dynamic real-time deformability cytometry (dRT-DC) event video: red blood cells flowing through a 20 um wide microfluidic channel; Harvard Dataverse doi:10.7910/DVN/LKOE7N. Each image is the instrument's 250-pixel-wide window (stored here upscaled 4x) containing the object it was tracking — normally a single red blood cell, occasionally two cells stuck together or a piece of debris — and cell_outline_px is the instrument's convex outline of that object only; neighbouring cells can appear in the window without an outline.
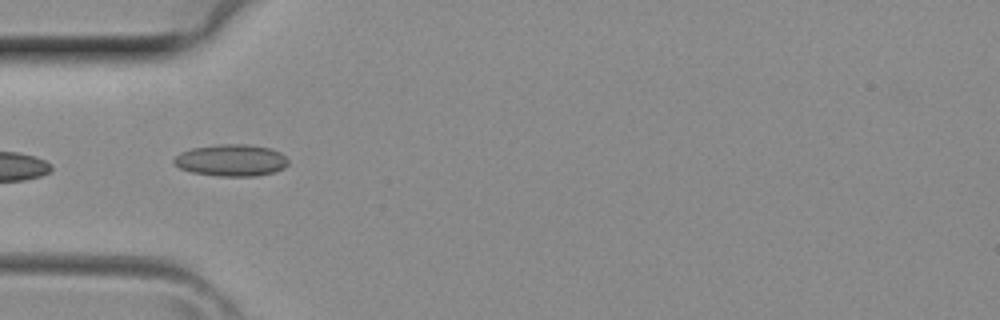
{"species": "common noctule bat (a hibernating species)", "species_latin": "Nyctalus noctula", "temperature_condition": "room temperature", "stored_images_in_passage": 2, "camera_frame_rate_fps": 3000, "um_per_image_px": 0.085, "animal": {"sex": "female", "body_mass_g": 29.2, "forearm_length_mm": 56.3}, "frame": {"image": 1, "passage_image": 2, "time_ms": 0.333, "image_size_px": [1000, 320], "cell_outline_px": [[288, 164], [284, 168], [272, 172], [256, 176], [220, 176], [192, 172], [180, 168], [172, 160], [180, 152], [192, 148], [220, 144], [248, 144], [272, 148], [280, 152], [288, 160]], "centroid_in_image_um": [19.67, 13.61], "position_along_channel_um": 65.3, "area_um2": 21.15}}